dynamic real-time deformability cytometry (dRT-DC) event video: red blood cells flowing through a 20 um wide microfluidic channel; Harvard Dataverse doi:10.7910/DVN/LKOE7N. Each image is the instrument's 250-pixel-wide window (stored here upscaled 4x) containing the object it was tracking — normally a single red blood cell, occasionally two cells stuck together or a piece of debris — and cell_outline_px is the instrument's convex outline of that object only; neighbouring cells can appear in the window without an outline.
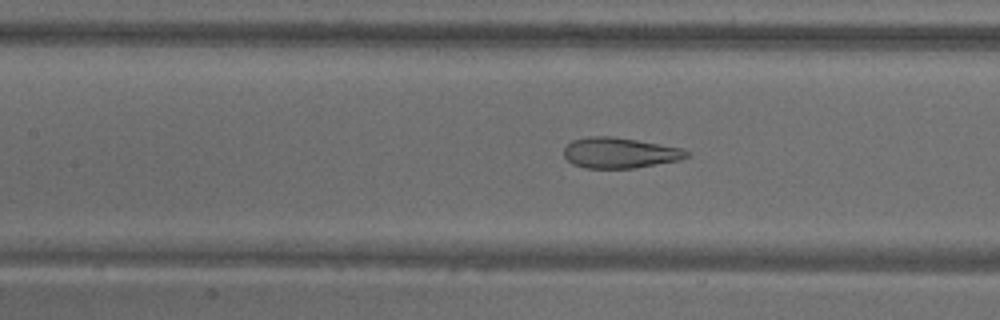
{"species": "common noctule bat (a hibernating species)", "species_latin": "Nyctalus noctula", "temperature_condition": "warm", "stored_images_in_passage": 52, "camera_frame_rate_fps": 3000, "um_per_image_px": 0.085, "animal": {"sex": "male", "body_mass_g": 18.8}, "frame": {"image": 1, "passage_image": 23, "time_ms": 7.333, "image_size_px": [1000, 320], "cell_outline_px": [[692, 156], [680, 160], [632, 168], [584, 168], [572, 164], [564, 156], [564, 148], [572, 140], [588, 136], [612, 136], [684, 148]], "centroid_in_image_um": [52.69, 12.99], "position_along_channel_um": 154.7, "area_um2": 21.96}}
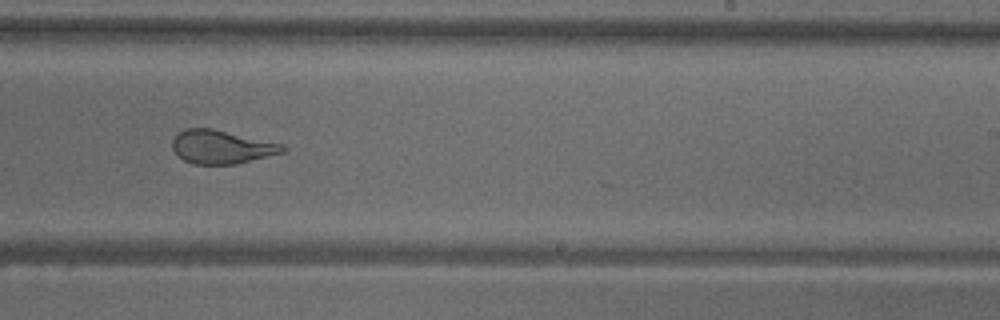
{"frame": {"image": 2, "passage_image": 32, "time_ms": 10.333, "image_size_px": [1000, 320], "cell_outline_px": [[288, 148], [284, 152], [236, 164], [192, 164], [184, 160], [172, 148], [172, 140], [184, 128], [212, 128], [280, 144]], "centroid_in_image_um": [18.8, 12.49], "position_along_channel_um": 270.2, "area_um2": 21.21}}
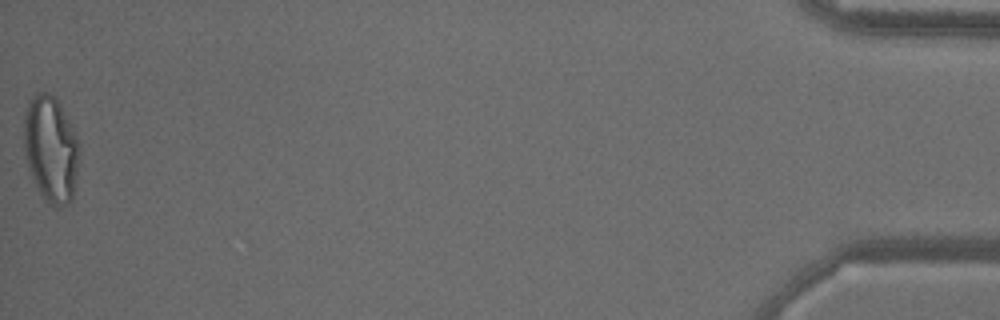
{"frame": {"image": 3, "passage_image": 52, "time_ms": 17.0, "image_size_px": [1000, 320], "cell_outline_px": [[80, 152], [72, 200], [68, 204], [60, 208], [52, 208], [44, 200], [36, 188], [28, 168], [24, 148], [24, 112], [28, 100], [40, 92], [48, 92], [60, 104], [76, 136], [80, 148]], "centroid_in_image_um": [4.31, 12.73], "position_along_channel_um": 430.9, "area_um2": 34.62}, "authors_computed_cell_mechanics": {"area_um2": 27.5128, "velocity_mm_per_s": 3.8687, "shape_relaxation_time_tau1_ms": null, "shape_relaxation_time_tau2_ms": 1.1069, "deformation_change_tau1": null, "deformation_change_tau2": 0.0985}}